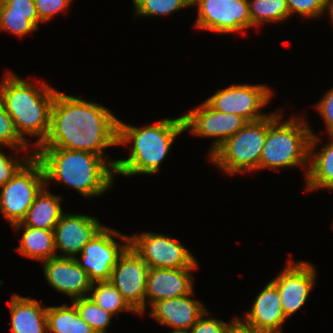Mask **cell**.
Segmentation results:
<instances>
[{
  "mask_svg": "<svg viewBox=\"0 0 333 333\" xmlns=\"http://www.w3.org/2000/svg\"><path fill=\"white\" fill-rule=\"evenodd\" d=\"M89 297L113 316L118 312L129 311L138 314L123 298L111 281L92 282Z\"/></svg>",
  "mask_w": 333,
  "mask_h": 333,
  "instance_id": "26",
  "label": "cell"
},
{
  "mask_svg": "<svg viewBox=\"0 0 333 333\" xmlns=\"http://www.w3.org/2000/svg\"><path fill=\"white\" fill-rule=\"evenodd\" d=\"M26 155L21 160L16 156L8 157L0 150V187L6 184L34 153Z\"/></svg>",
  "mask_w": 333,
  "mask_h": 333,
  "instance_id": "34",
  "label": "cell"
},
{
  "mask_svg": "<svg viewBox=\"0 0 333 333\" xmlns=\"http://www.w3.org/2000/svg\"><path fill=\"white\" fill-rule=\"evenodd\" d=\"M46 187L36 196L25 218L21 221L25 226L54 230L64 213L61 207L62 196L52 194Z\"/></svg>",
  "mask_w": 333,
  "mask_h": 333,
  "instance_id": "22",
  "label": "cell"
},
{
  "mask_svg": "<svg viewBox=\"0 0 333 333\" xmlns=\"http://www.w3.org/2000/svg\"><path fill=\"white\" fill-rule=\"evenodd\" d=\"M197 268H149L146 281L145 311L161 300L181 297L194 289L193 270ZM148 302V303H147Z\"/></svg>",
  "mask_w": 333,
  "mask_h": 333,
  "instance_id": "18",
  "label": "cell"
},
{
  "mask_svg": "<svg viewBox=\"0 0 333 333\" xmlns=\"http://www.w3.org/2000/svg\"><path fill=\"white\" fill-rule=\"evenodd\" d=\"M38 15L8 14V7L0 0V31H6L17 37H23L39 30Z\"/></svg>",
  "mask_w": 333,
  "mask_h": 333,
  "instance_id": "28",
  "label": "cell"
},
{
  "mask_svg": "<svg viewBox=\"0 0 333 333\" xmlns=\"http://www.w3.org/2000/svg\"><path fill=\"white\" fill-rule=\"evenodd\" d=\"M287 262L288 265L271 281L277 286L283 313L289 318L306 303L317 280V271L306 261L292 262L290 259Z\"/></svg>",
  "mask_w": 333,
  "mask_h": 333,
  "instance_id": "14",
  "label": "cell"
},
{
  "mask_svg": "<svg viewBox=\"0 0 333 333\" xmlns=\"http://www.w3.org/2000/svg\"><path fill=\"white\" fill-rule=\"evenodd\" d=\"M209 311L207 310L198 318L197 322L192 326V328L187 331L188 333H229L237 324V316L226 323L223 320L206 317Z\"/></svg>",
  "mask_w": 333,
  "mask_h": 333,
  "instance_id": "31",
  "label": "cell"
},
{
  "mask_svg": "<svg viewBox=\"0 0 333 333\" xmlns=\"http://www.w3.org/2000/svg\"><path fill=\"white\" fill-rule=\"evenodd\" d=\"M130 246L149 268H198L192 252L175 238L154 232L130 235Z\"/></svg>",
  "mask_w": 333,
  "mask_h": 333,
  "instance_id": "9",
  "label": "cell"
},
{
  "mask_svg": "<svg viewBox=\"0 0 333 333\" xmlns=\"http://www.w3.org/2000/svg\"><path fill=\"white\" fill-rule=\"evenodd\" d=\"M135 16H165L192 6V0H132Z\"/></svg>",
  "mask_w": 333,
  "mask_h": 333,
  "instance_id": "29",
  "label": "cell"
},
{
  "mask_svg": "<svg viewBox=\"0 0 333 333\" xmlns=\"http://www.w3.org/2000/svg\"><path fill=\"white\" fill-rule=\"evenodd\" d=\"M8 7V14L38 15L34 0H1Z\"/></svg>",
  "mask_w": 333,
  "mask_h": 333,
  "instance_id": "36",
  "label": "cell"
},
{
  "mask_svg": "<svg viewBox=\"0 0 333 333\" xmlns=\"http://www.w3.org/2000/svg\"><path fill=\"white\" fill-rule=\"evenodd\" d=\"M48 333H96L79 315L75 305L47 306Z\"/></svg>",
  "mask_w": 333,
  "mask_h": 333,
  "instance_id": "24",
  "label": "cell"
},
{
  "mask_svg": "<svg viewBox=\"0 0 333 333\" xmlns=\"http://www.w3.org/2000/svg\"><path fill=\"white\" fill-rule=\"evenodd\" d=\"M229 333H254V332H250L248 330H245L241 326L236 324L235 327Z\"/></svg>",
  "mask_w": 333,
  "mask_h": 333,
  "instance_id": "38",
  "label": "cell"
},
{
  "mask_svg": "<svg viewBox=\"0 0 333 333\" xmlns=\"http://www.w3.org/2000/svg\"><path fill=\"white\" fill-rule=\"evenodd\" d=\"M116 237L125 243L119 244ZM129 246V235L105 226L84 246L80 258L75 259L92 282L110 281L113 268Z\"/></svg>",
  "mask_w": 333,
  "mask_h": 333,
  "instance_id": "8",
  "label": "cell"
},
{
  "mask_svg": "<svg viewBox=\"0 0 333 333\" xmlns=\"http://www.w3.org/2000/svg\"><path fill=\"white\" fill-rule=\"evenodd\" d=\"M185 132L183 116L137 127L118 120V145L131 146L129 157L117 159L115 175H156L177 136Z\"/></svg>",
  "mask_w": 333,
  "mask_h": 333,
  "instance_id": "3",
  "label": "cell"
},
{
  "mask_svg": "<svg viewBox=\"0 0 333 333\" xmlns=\"http://www.w3.org/2000/svg\"><path fill=\"white\" fill-rule=\"evenodd\" d=\"M15 75L7 72L0 81V100L24 141L28 143L26 135L38 137L33 144L36 149L48 136L57 90L44 82L37 86Z\"/></svg>",
  "mask_w": 333,
  "mask_h": 333,
  "instance_id": "4",
  "label": "cell"
},
{
  "mask_svg": "<svg viewBox=\"0 0 333 333\" xmlns=\"http://www.w3.org/2000/svg\"><path fill=\"white\" fill-rule=\"evenodd\" d=\"M282 112L275 110L267 116V136L263 146L259 169L309 167L311 128L304 118L294 116L283 123ZM281 119V120H280Z\"/></svg>",
  "mask_w": 333,
  "mask_h": 333,
  "instance_id": "5",
  "label": "cell"
},
{
  "mask_svg": "<svg viewBox=\"0 0 333 333\" xmlns=\"http://www.w3.org/2000/svg\"><path fill=\"white\" fill-rule=\"evenodd\" d=\"M149 267L129 246L112 270L111 283L139 314L145 313L146 281Z\"/></svg>",
  "mask_w": 333,
  "mask_h": 333,
  "instance_id": "13",
  "label": "cell"
},
{
  "mask_svg": "<svg viewBox=\"0 0 333 333\" xmlns=\"http://www.w3.org/2000/svg\"><path fill=\"white\" fill-rule=\"evenodd\" d=\"M105 226L97 218L84 214L63 213L54 228L55 249L59 257L76 258L84 246Z\"/></svg>",
  "mask_w": 333,
  "mask_h": 333,
  "instance_id": "15",
  "label": "cell"
},
{
  "mask_svg": "<svg viewBox=\"0 0 333 333\" xmlns=\"http://www.w3.org/2000/svg\"><path fill=\"white\" fill-rule=\"evenodd\" d=\"M9 309L12 333H48L47 307L37 300L13 294Z\"/></svg>",
  "mask_w": 333,
  "mask_h": 333,
  "instance_id": "20",
  "label": "cell"
},
{
  "mask_svg": "<svg viewBox=\"0 0 333 333\" xmlns=\"http://www.w3.org/2000/svg\"><path fill=\"white\" fill-rule=\"evenodd\" d=\"M46 186L41 162L33 155L0 191V211L10 226L21 222Z\"/></svg>",
  "mask_w": 333,
  "mask_h": 333,
  "instance_id": "7",
  "label": "cell"
},
{
  "mask_svg": "<svg viewBox=\"0 0 333 333\" xmlns=\"http://www.w3.org/2000/svg\"><path fill=\"white\" fill-rule=\"evenodd\" d=\"M39 20L46 22L58 13L66 12L72 0H34Z\"/></svg>",
  "mask_w": 333,
  "mask_h": 333,
  "instance_id": "33",
  "label": "cell"
},
{
  "mask_svg": "<svg viewBox=\"0 0 333 333\" xmlns=\"http://www.w3.org/2000/svg\"><path fill=\"white\" fill-rule=\"evenodd\" d=\"M251 16V28L264 23H280L290 16L286 0H248Z\"/></svg>",
  "mask_w": 333,
  "mask_h": 333,
  "instance_id": "25",
  "label": "cell"
},
{
  "mask_svg": "<svg viewBox=\"0 0 333 333\" xmlns=\"http://www.w3.org/2000/svg\"><path fill=\"white\" fill-rule=\"evenodd\" d=\"M326 11L328 12L330 20L333 24V0H327Z\"/></svg>",
  "mask_w": 333,
  "mask_h": 333,
  "instance_id": "37",
  "label": "cell"
},
{
  "mask_svg": "<svg viewBox=\"0 0 333 333\" xmlns=\"http://www.w3.org/2000/svg\"><path fill=\"white\" fill-rule=\"evenodd\" d=\"M80 317L96 332L106 333L113 315L99 307L89 296L72 300Z\"/></svg>",
  "mask_w": 333,
  "mask_h": 333,
  "instance_id": "27",
  "label": "cell"
},
{
  "mask_svg": "<svg viewBox=\"0 0 333 333\" xmlns=\"http://www.w3.org/2000/svg\"><path fill=\"white\" fill-rule=\"evenodd\" d=\"M197 6L196 28L216 33H237L251 28L248 0H192Z\"/></svg>",
  "mask_w": 333,
  "mask_h": 333,
  "instance_id": "11",
  "label": "cell"
},
{
  "mask_svg": "<svg viewBox=\"0 0 333 333\" xmlns=\"http://www.w3.org/2000/svg\"><path fill=\"white\" fill-rule=\"evenodd\" d=\"M194 289L181 297L157 301L150 306L148 314L172 331H189L207 310L203 303L193 298Z\"/></svg>",
  "mask_w": 333,
  "mask_h": 333,
  "instance_id": "19",
  "label": "cell"
},
{
  "mask_svg": "<svg viewBox=\"0 0 333 333\" xmlns=\"http://www.w3.org/2000/svg\"><path fill=\"white\" fill-rule=\"evenodd\" d=\"M0 145L7 146L15 149L16 152L20 150L29 149L30 153H34L32 148H29L30 143L24 141L16 131L13 119L5 110L0 100Z\"/></svg>",
  "mask_w": 333,
  "mask_h": 333,
  "instance_id": "30",
  "label": "cell"
},
{
  "mask_svg": "<svg viewBox=\"0 0 333 333\" xmlns=\"http://www.w3.org/2000/svg\"><path fill=\"white\" fill-rule=\"evenodd\" d=\"M56 91L50 130L39 147L87 151L102 156L113 168L117 160L104 150L118 146V118L97 102Z\"/></svg>",
  "mask_w": 333,
  "mask_h": 333,
  "instance_id": "1",
  "label": "cell"
},
{
  "mask_svg": "<svg viewBox=\"0 0 333 333\" xmlns=\"http://www.w3.org/2000/svg\"><path fill=\"white\" fill-rule=\"evenodd\" d=\"M311 135L305 190L316 191L321 188L333 190V135H329L331 141L329 140L319 152L316 151V146L320 142V137L314 134L312 129Z\"/></svg>",
  "mask_w": 333,
  "mask_h": 333,
  "instance_id": "21",
  "label": "cell"
},
{
  "mask_svg": "<svg viewBox=\"0 0 333 333\" xmlns=\"http://www.w3.org/2000/svg\"><path fill=\"white\" fill-rule=\"evenodd\" d=\"M42 265L43 275L54 290L71 300L89 296L92 281L75 258L55 256L42 261Z\"/></svg>",
  "mask_w": 333,
  "mask_h": 333,
  "instance_id": "17",
  "label": "cell"
},
{
  "mask_svg": "<svg viewBox=\"0 0 333 333\" xmlns=\"http://www.w3.org/2000/svg\"><path fill=\"white\" fill-rule=\"evenodd\" d=\"M172 333H188L187 331H172Z\"/></svg>",
  "mask_w": 333,
  "mask_h": 333,
  "instance_id": "39",
  "label": "cell"
},
{
  "mask_svg": "<svg viewBox=\"0 0 333 333\" xmlns=\"http://www.w3.org/2000/svg\"><path fill=\"white\" fill-rule=\"evenodd\" d=\"M34 156L41 162L46 185L56 181L84 197H99L113 185L114 168L100 155L57 147H38Z\"/></svg>",
  "mask_w": 333,
  "mask_h": 333,
  "instance_id": "2",
  "label": "cell"
},
{
  "mask_svg": "<svg viewBox=\"0 0 333 333\" xmlns=\"http://www.w3.org/2000/svg\"><path fill=\"white\" fill-rule=\"evenodd\" d=\"M289 7L290 16L294 13L301 17L316 18L326 12L327 0H286Z\"/></svg>",
  "mask_w": 333,
  "mask_h": 333,
  "instance_id": "32",
  "label": "cell"
},
{
  "mask_svg": "<svg viewBox=\"0 0 333 333\" xmlns=\"http://www.w3.org/2000/svg\"><path fill=\"white\" fill-rule=\"evenodd\" d=\"M185 131L198 137L214 138L208 157L248 121L240 115L214 110L205 101L183 115Z\"/></svg>",
  "mask_w": 333,
  "mask_h": 333,
  "instance_id": "12",
  "label": "cell"
},
{
  "mask_svg": "<svg viewBox=\"0 0 333 333\" xmlns=\"http://www.w3.org/2000/svg\"><path fill=\"white\" fill-rule=\"evenodd\" d=\"M315 107L323 118L328 135H333V87L324 94Z\"/></svg>",
  "mask_w": 333,
  "mask_h": 333,
  "instance_id": "35",
  "label": "cell"
},
{
  "mask_svg": "<svg viewBox=\"0 0 333 333\" xmlns=\"http://www.w3.org/2000/svg\"><path fill=\"white\" fill-rule=\"evenodd\" d=\"M286 319L277 286L270 281L258 293L246 316L237 318V324L254 333H281Z\"/></svg>",
  "mask_w": 333,
  "mask_h": 333,
  "instance_id": "16",
  "label": "cell"
},
{
  "mask_svg": "<svg viewBox=\"0 0 333 333\" xmlns=\"http://www.w3.org/2000/svg\"><path fill=\"white\" fill-rule=\"evenodd\" d=\"M272 95V90L264 84H234L218 89L205 102L218 112L240 115L253 122L269 115L260 110L269 103Z\"/></svg>",
  "mask_w": 333,
  "mask_h": 333,
  "instance_id": "10",
  "label": "cell"
},
{
  "mask_svg": "<svg viewBox=\"0 0 333 333\" xmlns=\"http://www.w3.org/2000/svg\"><path fill=\"white\" fill-rule=\"evenodd\" d=\"M267 136V116L247 122L210 156L209 160L227 175L259 170V160Z\"/></svg>",
  "mask_w": 333,
  "mask_h": 333,
  "instance_id": "6",
  "label": "cell"
},
{
  "mask_svg": "<svg viewBox=\"0 0 333 333\" xmlns=\"http://www.w3.org/2000/svg\"><path fill=\"white\" fill-rule=\"evenodd\" d=\"M15 230L23 229L17 251L28 259L48 260L57 256L54 241V230L25 226L22 222L12 225Z\"/></svg>",
  "mask_w": 333,
  "mask_h": 333,
  "instance_id": "23",
  "label": "cell"
}]
</instances>
